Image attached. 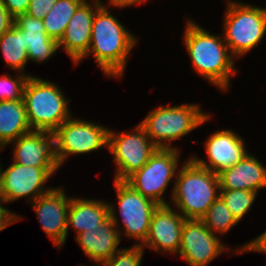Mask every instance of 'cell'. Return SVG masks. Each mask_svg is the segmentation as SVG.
Segmentation results:
<instances>
[{"mask_svg": "<svg viewBox=\"0 0 266 266\" xmlns=\"http://www.w3.org/2000/svg\"><path fill=\"white\" fill-rule=\"evenodd\" d=\"M136 42L134 35L102 3L93 18L91 43L83 58L93 53L103 74L118 78L123 75L128 55Z\"/></svg>", "mask_w": 266, "mask_h": 266, "instance_id": "1", "label": "cell"}, {"mask_svg": "<svg viewBox=\"0 0 266 266\" xmlns=\"http://www.w3.org/2000/svg\"><path fill=\"white\" fill-rule=\"evenodd\" d=\"M183 38L195 71L221 91L228 90L230 76L237 71L234 68L235 58L230 54L224 38L212 35L190 20Z\"/></svg>", "mask_w": 266, "mask_h": 266, "instance_id": "2", "label": "cell"}, {"mask_svg": "<svg viewBox=\"0 0 266 266\" xmlns=\"http://www.w3.org/2000/svg\"><path fill=\"white\" fill-rule=\"evenodd\" d=\"M177 174L172 203L185 219H201L220 196L218 175L199 166L192 158L184 162Z\"/></svg>", "mask_w": 266, "mask_h": 266, "instance_id": "3", "label": "cell"}, {"mask_svg": "<svg viewBox=\"0 0 266 266\" xmlns=\"http://www.w3.org/2000/svg\"><path fill=\"white\" fill-rule=\"evenodd\" d=\"M23 100L31 130L53 133L71 115L69 100L59 87L50 81L29 76L24 90Z\"/></svg>", "mask_w": 266, "mask_h": 266, "instance_id": "4", "label": "cell"}, {"mask_svg": "<svg viewBox=\"0 0 266 266\" xmlns=\"http://www.w3.org/2000/svg\"><path fill=\"white\" fill-rule=\"evenodd\" d=\"M210 119L197 104L160 106L144 118L140 125L158 148H173L168 142L177 140Z\"/></svg>", "mask_w": 266, "mask_h": 266, "instance_id": "5", "label": "cell"}, {"mask_svg": "<svg viewBox=\"0 0 266 266\" xmlns=\"http://www.w3.org/2000/svg\"><path fill=\"white\" fill-rule=\"evenodd\" d=\"M227 6L223 38L230 54L239 58L256 47L266 33V8L234 1Z\"/></svg>", "mask_w": 266, "mask_h": 266, "instance_id": "6", "label": "cell"}, {"mask_svg": "<svg viewBox=\"0 0 266 266\" xmlns=\"http://www.w3.org/2000/svg\"><path fill=\"white\" fill-rule=\"evenodd\" d=\"M179 153L177 147L157 148L149 161L125 182L156 204L168 205L162 196L177 172Z\"/></svg>", "mask_w": 266, "mask_h": 266, "instance_id": "7", "label": "cell"}, {"mask_svg": "<svg viewBox=\"0 0 266 266\" xmlns=\"http://www.w3.org/2000/svg\"><path fill=\"white\" fill-rule=\"evenodd\" d=\"M157 148L140 124L133 133L118 134L109 129L107 149L117 165L114 180L125 181L149 161Z\"/></svg>", "mask_w": 266, "mask_h": 266, "instance_id": "8", "label": "cell"}, {"mask_svg": "<svg viewBox=\"0 0 266 266\" xmlns=\"http://www.w3.org/2000/svg\"><path fill=\"white\" fill-rule=\"evenodd\" d=\"M53 133L56 136L59 168L69 155L90 153L101 147H108L109 129L90 121L70 117Z\"/></svg>", "mask_w": 266, "mask_h": 266, "instance_id": "9", "label": "cell"}, {"mask_svg": "<svg viewBox=\"0 0 266 266\" xmlns=\"http://www.w3.org/2000/svg\"><path fill=\"white\" fill-rule=\"evenodd\" d=\"M59 167H32L13 162L2 171L0 165V190L5 203L28 196L31 203L53 188L45 189L48 178ZM44 187V188H43Z\"/></svg>", "mask_w": 266, "mask_h": 266, "instance_id": "10", "label": "cell"}, {"mask_svg": "<svg viewBox=\"0 0 266 266\" xmlns=\"http://www.w3.org/2000/svg\"><path fill=\"white\" fill-rule=\"evenodd\" d=\"M114 183L125 235L141 241L138 244L142 245L148 235L152 215L159 205L141 195L125 181L114 180Z\"/></svg>", "mask_w": 266, "mask_h": 266, "instance_id": "11", "label": "cell"}, {"mask_svg": "<svg viewBox=\"0 0 266 266\" xmlns=\"http://www.w3.org/2000/svg\"><path fill=\"white\" fill-rule=\"evenodd\" d=\"M200 219H186L181 233L179 255L190 266H206L225 249V245Z\"/></svg>", "mask_w": 266, "mask_h": 266, "instance_id": "12", "label": "cell"}, {"mask_svg": "<svg viewBox=\"0 0 266 266\" xmlns=\"http://www.w3.org/2000/svg\"><path fill=\"white\" fill-rule=\"evenodd\" d=\"M64 190L53 188L33 201V210L38 216L42 229L49 236L57 248L61 247L67 237V216L70 197Z\"/></svg>", "mask_w": 266, "mask_h": 266, "instance_id": "13", "label": "cell"}, {"mask_svg": "<svg viewBox=\"0 0 266 266\" xmlns=\"http://www.w3.org/2000/svg\"><path fill=\"white\" fill-rule=\"evenodd\" d=\"M185 220L170 205H159L152 215L148 235L141 246L159 252L177 253Z\"/></svg>", "mask_w": 266, "mask_h": 266, "instance_id": "14", "label": "cell"}, {"mask_svg": "<svg viewBox=\"0 0 266 266\" xmlns=\"http://www.w3.org/2000/svg\"><path fill=\"white\" fill-rule=\"evenodd\" d=\"M93 1V5L84 0L78 6L67 24L62 38L58 41L59 48L63 46L76 65L89 50L93 18L96 11L102 6L101 0Z\"/></svg>", "mask_w": 266, "mask_h": 266, "instance_id": "15", "label": "cell"}, {"mask_svg": "<svg viewBox=\"0 0 266 266\" xmlns=\"http://www.w3.org/2000/svg\"><path fill=\"white\" fill-rule=\"evenodd\" d=\"M14 142L13 162L32 167H59L54 133L32 130Z\"/></svg>", "mask_w": 266, "mask_h": 266, "instance_id": "16", "label": "cell"}, {"mask_svg": "<svg viewBox=\"0 0 266 266\" xmlns=\"http://www.w3.org/2000/svg\"><path fill=\"white\" fill-rule=\"evenodd\" d=\"M243 141L231 130L217 131L211 134L204 144L209 161L205 162L197 157L191 158L199 166L218 175L223 170L231 168L248 154Z\"/></svg>", "mask_w": 266, "mask_h": 266, "instance_id": "17", "label": "cell"}, {"mask_svg": "<svg viewBox=\"0 0 266 266\" xmlns=\"http://www.w3.org/2000/svg\"><path fill=\"white\" fill-rule=\"evenodd\" d=\"M109 204L110 217L98 226L97 229L85 230L76 235L77 242L84 253L94 262L101 263L109 260L120 248L119 220L115 215L116 210Z\"/></svg>", "mask_w": 266, "mask_h": 266, "instance_id": "18", "label": "cell"}, {"mask_svg": "<svg viewBox=\"0 0 266 266\" xmlns=\"http://www.w3.org/2000/svg\"><path fill=\"white\" fill-rule=\"evenodd\" d=\"M220 190L256 191L266 188V168L252 154H246L231 168L218 174Z\"/></svg>", "mask_w": 266, "mask_h": 266, "instance_id": "19", "label": "cell"}, {"mask_svg": "<svg viewBox=\"0 0 266 266\" xmlns=\"http://www.w3.org/2000/svg\"><path fill=\"white\" fill-rule=\"evenodd\" d=\"M14 25L24 32L25 48L29 60L33 62L48 60L59 49L58 42L45 32L42 19L22 14L14 19Z\"/></svg>", "mask_w": 266, "mask_h": 266, "instance_id": "20", "label": "cell"}, {"mask_svg": "<svg viewBox=\"0 0 266 266\" xmlns=\"http://www.w3.org/2000/svg\"><path fill=\"white\" fill-rule=\"evenodd\" d=\"M109 217L110 211L107 202L70 197L67 232L69 226L75 229L77 235L85 230L97 229Z\"/></svg>", "mask_w": 266, "mask_h": 266, "instance_id": "21", "label": "cell"}, {"mask_svg": "<svg viewBox=\"0 0 266 266\" xmlns=\"http://www.w3.org/2000/svg\"><path fill=\"white\" fill-rule=\"evenodd\" d=\"M31 130L24 100L0 102V150Z\"/></svg>", "mask_w": 266, "mask_h": 266, "instance_id": "22", "label": "cell"}, {"mask_svg": "<svg viewBox=\"0 0 266 266\" xmlns=\"http://www.w3.org/2000/svg\"><path fill=\"white\" fill-rule=\"evenodd\" d=\"M0 50L6 60L7 67L23 73V69L29 61L25 48L24 32L13 25L0 36Z\"/></svg>", "mask_w": 266, "mask_h": 266, "instance_id": "23", "label": "cell"}, {"mask_svg": "<svg viewBox=\"0 0 266 266\" xmlns=\"http://www.w3.org/2000/svg\"><path fill=\"white\" fill-rule=\"evenodd\" d=\"M84 0H57L42 19L45 32L57 42L62 38L71 17Z\"/></svg>", "mask_w": 266, "mask_h": 266, "instance_id": "24", "label": "cell"}, {"mask_svg": "<svg viewBox=\"0 0 266 266\" xmlns=\"http://www.w3.org/2000/svg\"><path fill=\"white\" fill-rule=\"evenodd\" d=\"M200 220L213 234L221 233L223 235L238 223L220 196Z\"/></svg>", "mask_w": 266, "mask_h": 266, "instance_id": "25", "label": "cell"}, {"mask_svg": "<svg viewBox=\"0 0 266 266\" xmlns=\"http://www.w3.org/2000/svg\"><path fill=\"white\" fill-rule=\"evenodd\" d=\"M220 197L226 206L232 212L233 216L239 222L251 208L256 198V191L236 190H220Z\"/></svg>", "mask_w": 266, "mask_h": 266, "instance_id": "26", "label": "cell"}, {"mask_svg": "<svg viewBox=\"0 0 266 266\" xmlns=\"http://www.w3.org/2000/svg\"><path fill=\"white\" fill-rule=\"evenodd\" d=\"M13 79L9 75H3L0 77V102L1 101H17L23 100V90L25 83L29 76L24 73H21Z\"/></svg>", "mask_w": 266, "mask_h": 266, "instance_id": "27", "label": "cell"}, {"mask_svg": "<svg viewBox=\"0 0 266 266\" xmlns=\"http://www.w3.org/2000/svg\"><path fill=\"white\" fill-rule=\"evenodd\" d=\"M144 248L135 244L129 249H119L109 260L103 261L100 266H140Z\"/></svg>", "mask_w": 266, "mask_h": 266, "instance_id": "28", "label": "cell"}, {"mask_svg": "<svg viewBox=\"0 0 266 266\" xmlns=\"http://www.w3.org/2000/svg\"><path fill=\"white\" fill-rule=\"evenodd\" d=\"M57 0H30L26 14L31 17L43 19L53 8Z\"/></svg>", "mask_w": 266, "mask_h": 266, "instance_id": "29", "label": "cell"}, {"mask_svg": "<svg viewBox=\"0 0 266 266\" xmlns=\"http://www.w3.org/2000/svg\"><path fill=\"white\" fill-rule=\"evenodd\" d=\"M8 13L15 19L18 15L26 14L30 0H2Z\"/></svg>", "mask_w": 266, "mask_h": 266, "instance_id": "30", "label": "cell"}, {"mask_svg": "<svg viewBox=\"0 0 266 266\" xmlns=\"http://www.w3.org/2000/svg\"><path fill=\"white\" fill-rule=\"evenodd\" d=\"M238 253H244V252H264L266 253V231L259 235L254 240L248 242L245 246H242Z\"/></svg>", "mask_w": 266, "mask_h": 266, "instance_id": "31", "label": "cell"}, {"mask_svg": "<svg viewBox=\"0 0 266 266\" xmlns=\"http://www.w3.org/2000/svg\"><path fill=\"white\" fill-rule=\"evenodd\" d=\"M14 25V18L8 13L2 0H0V36Z\"/></svg>", "mask_w": 266, "mask_h": 266, "instance_id": "32", "label": "cell"}, {"mask_svg": "<svg viewBox=\"0 0 266 266\" xmlns=\"http://www.w3.org/2000/svg\"><path fill=\"white\" fill-rule=\"evenodd\" d=\"M17 221H19V216H16V214L11 213L5 207L0 205V231Z\"/></svg>", "mask_w": 266, "mask_h": 266, "instance_id": "33", "label": "cell"}, {"mask_svg": "<svg viewBox=\"0 0 266 266\" xmlns=\"http://www.w3.org/2000/svg\"><path fill=\"white\" fill-rule=\"evenodd\" d=\"M146 2V0H109V5L116 6L119 8L125 7V6H131L135 3H142Z\"/></svg>", "mask_w": 266, "mask_h": 266, "instance_id": "34", "label": "cell"}, {"mask_svg": "<svg viewBox=\"0 0 266 266\" xmlns=\"http://www.w3.org/2000/svg\"><path fill=\"white\" fill-rule=\"evenodd\" d=\"M0 202H3L2 196H1V190H0ZM0 205H1V203H0Z\"/></svg>", "mask_w": 266, "mask_h": 266, "instance_id": "35", "label": "cell"}]
</instances>
